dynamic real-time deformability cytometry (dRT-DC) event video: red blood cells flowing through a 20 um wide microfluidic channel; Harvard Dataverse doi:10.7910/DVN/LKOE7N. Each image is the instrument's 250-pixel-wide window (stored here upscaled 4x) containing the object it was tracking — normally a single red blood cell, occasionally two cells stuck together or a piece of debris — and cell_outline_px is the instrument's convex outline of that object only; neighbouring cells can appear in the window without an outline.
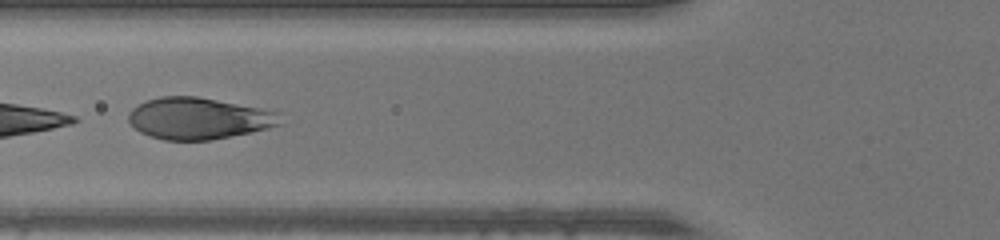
{"species": "human", "species_latin": "Homo sapiens", "temperature_condition": "warm", "stored_images_in_passage": 23, "camera_frame_rate_fps": 3000, "um_per_image_px": 0.085, "donor": {"sex": "male"}, "frame": {"image": 1, "passage_image": 18, "time_ms": 5.667, "image_size_px": [1000, 240], "cell_outline_px": [[280, 124], [268, 128], [252, 132], [212, 140], [164, 140], [140, 132], [128, 120], [128, 112], [132, 108], [148, 100], [160, 96], [196, 96], [260, 108], [280, 112]], "centroid_in_image_um": [16.88, 10.06], "position_along_channel_um": 108.9, "area_um2": 36.59}}